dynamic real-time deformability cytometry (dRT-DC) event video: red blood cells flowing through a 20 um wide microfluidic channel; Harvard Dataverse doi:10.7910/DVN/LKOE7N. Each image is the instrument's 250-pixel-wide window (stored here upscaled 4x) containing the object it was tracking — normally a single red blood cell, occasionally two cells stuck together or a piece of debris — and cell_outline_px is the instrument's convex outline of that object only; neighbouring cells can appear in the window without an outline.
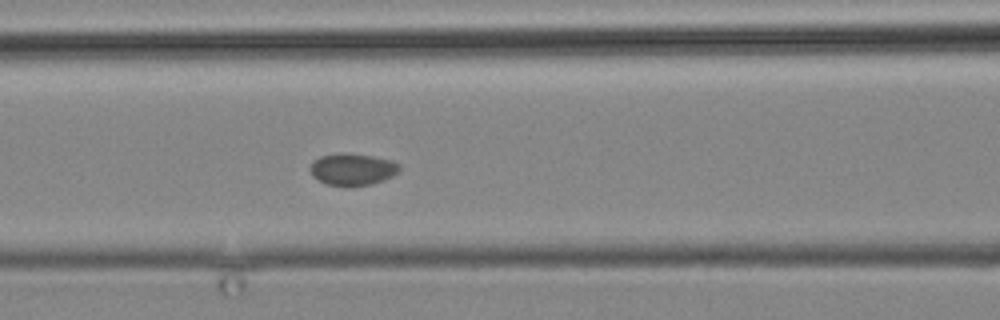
{"species": "common noctule bat (a hibernating species)", "species_latin": "Nyctalus noctula", "temperature_condition": "cold", "stored_images_in_passage": 3, "camera_frame_rate_fps": 3000, "um_per_image_px": 0.085, "animal": {"sex": "male", "body_mass_g": 19.2, "forearm_length_mm": 51.8}, "frame": {"image": 1, "passage_image": 3, "time_ms": 2.333, "image_size_px": [1000, 320], "cell_outline_px": [[400, 168], [392, 176], [384, 180], [372, 184], [328, 184], [312, 176], [308, 168], [312, 160], [320, 156], [340, 152], [372, 156], [392, 160], [400, 164]], "centroid_in_image_um": [29.93, 14.35], "position_along_channel_um": 136.7, "area_um2": 16.36}}